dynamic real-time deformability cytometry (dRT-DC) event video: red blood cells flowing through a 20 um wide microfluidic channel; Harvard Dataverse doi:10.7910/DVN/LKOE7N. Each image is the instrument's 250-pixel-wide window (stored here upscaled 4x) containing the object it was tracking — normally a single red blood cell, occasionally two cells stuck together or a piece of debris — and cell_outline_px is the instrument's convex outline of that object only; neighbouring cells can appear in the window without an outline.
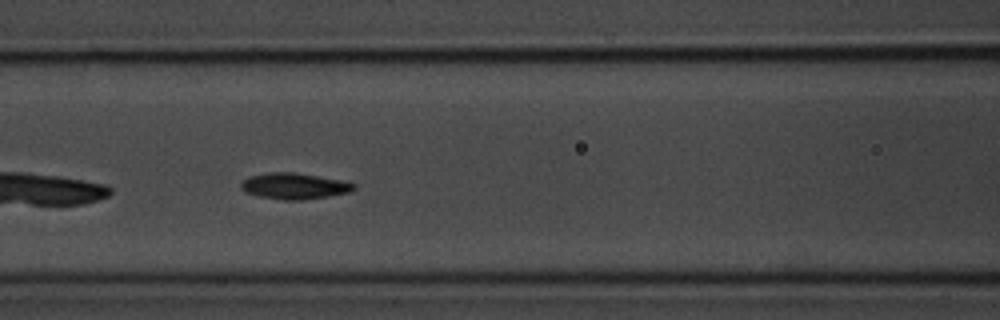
{"species": "common noctule bat (a hibernating species)", "species_latin": "Nyctalus noctula", "temperature_condition": "room temperature", "stored_images_in_passage": 8, "camera_frame_rate_fps": 3000, "um_per_image_px": 0.085, "animal": {"sex": "male", "body_mass_g": 20.1, "forearm_length_mm": 53.5}, "frame": {"image": 1, "passage_image": 7, "time_ms": 7.667, "image_size_px": [1000, 320], "cell_outline_px": [[356, 188], [352, 192], [328, 196], [300, 200], [284, 200], [260, 196], [244, 192], [240, 188], [240, 184], [244, 180], [252, 176], [268, 172], [296, 172], [340, 180], [356, 184]], "centroid_in_image_um": [25.03, 15.81], "position_along_channel_um": 141.6, "area_um2": 17.11}}